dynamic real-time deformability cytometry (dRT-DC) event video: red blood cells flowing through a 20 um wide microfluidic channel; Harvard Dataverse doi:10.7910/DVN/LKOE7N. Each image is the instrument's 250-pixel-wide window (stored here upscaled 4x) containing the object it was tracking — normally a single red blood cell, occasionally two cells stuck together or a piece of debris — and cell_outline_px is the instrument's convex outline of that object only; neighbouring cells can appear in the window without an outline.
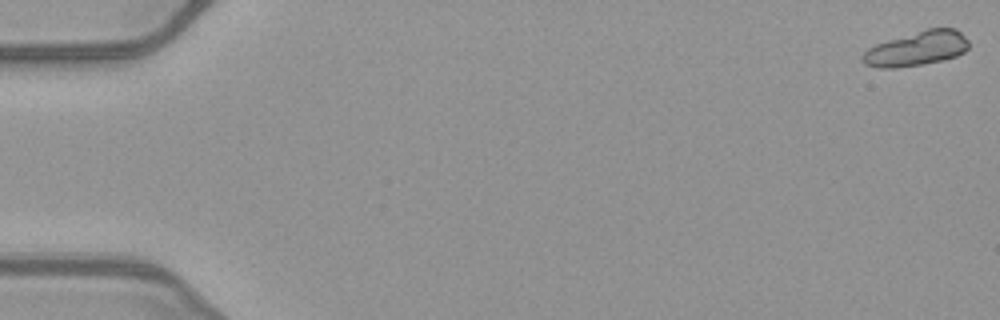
{"species": "common noctule bat (a hibernating species)", "species_latin": "Nyctalus noctula", "temperature_condition": "warm", "stored_images_in_passage": 52, "camera_frame_rate_fps": 3000, "um_per_image_px": 0.085, "animal": {"sex": "female", "body_mass_g": 21.9}, "frame": {"image": 1, "passage_image": 1, "time_ms": 0.0, "image_size_px": [1000, 320], "cell_outline_px": [[968, 48], [964, 52], [956, 56], [944, 60], [924, 64], [896, 68], [880, 68], [864, 64], [860, 60], [860, 56], [868, 48], [876, 44], [888, 40], [928, 28], [956, 28], [968, 40]], "centroid_in_image_um": [77.9, 4.14], "position_along_channel_um": 7.1, "area_um2": 21.44}}
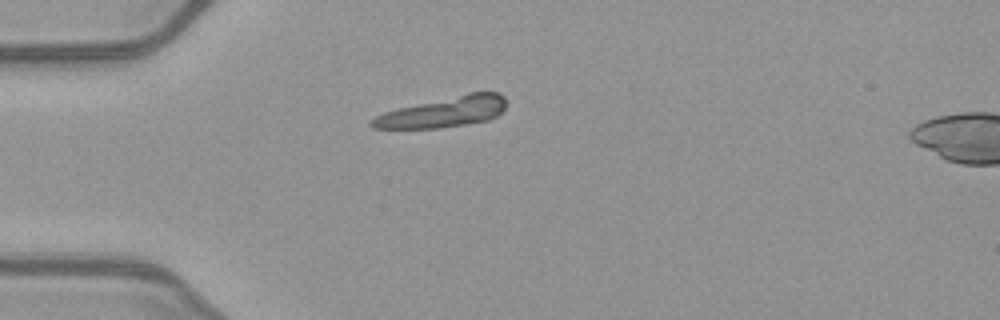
{"frame": {"image": 2, "passage_image": 15, "time_ms": 4.667, "image_size_px": [1000, 320], "cell_outline_px": [[504, 108], [496, 116], [488, 120], [440, 128], [372, 128], [368, 124], [376, 116], [384, 112], [400, 108], [468, 92], [500, 92], [504, 96]], "centroid_in_image_um": [37.7, 9.52], "position_along_channel_um": 47.3, "area_um2": 23.47}, "authors_computed_cell_mechanics": {"area_um2": 21.4727, "velocity_mm_per_s": 4.0256, "shape_relaxation_time_tau1_ms": 5.5262, "shape_relaxation_time_tau2_ms": null, "deformation_change_tau1": null, "deformation_change_tau2": null}}